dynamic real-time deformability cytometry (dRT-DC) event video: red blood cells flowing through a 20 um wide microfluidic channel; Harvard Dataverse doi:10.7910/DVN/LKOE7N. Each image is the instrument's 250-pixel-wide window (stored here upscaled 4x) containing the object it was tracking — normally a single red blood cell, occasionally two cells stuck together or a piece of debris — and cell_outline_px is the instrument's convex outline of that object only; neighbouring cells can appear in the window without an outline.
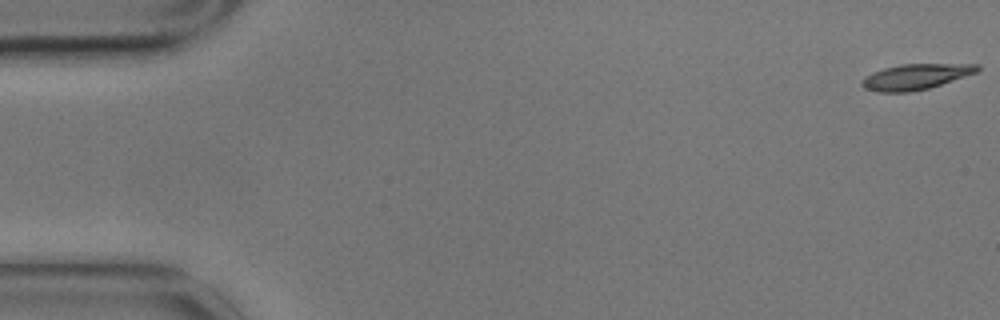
{"species": "common noctule bat (a hibernating species)", "species_latin": "Nyctalus noctula", "temperature_condition": "cold", "stored_images_in_passage": 7, "camera_frame_rate_fps": 3000, "um_per_image_px": 0.085, "animal": {"sex": "male", "body_mass_g": 17.9}, "frame": {"image": 1, "passage_image": 1, "time_ms": 0.0, "image_size_px": [1000, 320], "cell_outline_px": [[980, 68], [976, 72], [928, 88], [908, 92], [876, 92], [864, 88], [860, 84], [860, 80], [864, 76], [872, 72], [884, 68], [900, 64], [980, 64]], "centroid_in_image_um": [77.75, 6.52], "position_along_channel_um": 7.2, "area_um2": 17.11}}
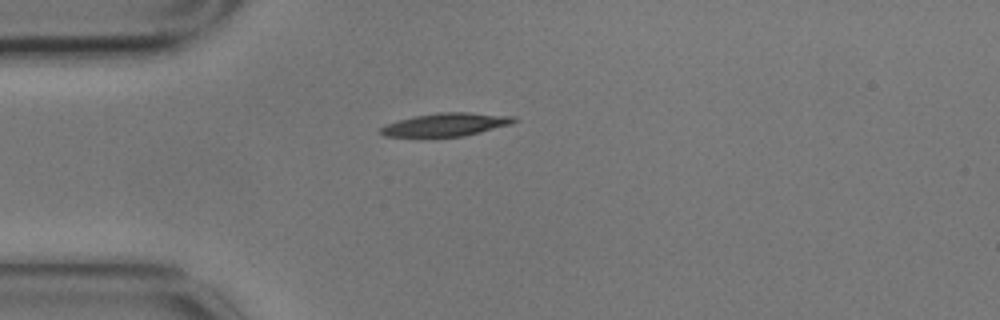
{"frame": {"image": 2, "passage_image": 5, "time_ms": 1.333, "image_size_px": [1000, 320], "cell_outline_px": [[516, 120], [512, 124], [464, 136], [420, 140], [384, 136], [380, 132], [380, 128], [388, 124], [400, 120], [416, 116], [440, 112], [468, 112], [516, 116]], "centroid_in_image_um": [37.84, 10.65], "position_along_channel_um": 47.2, "area_um2": 18.79}}